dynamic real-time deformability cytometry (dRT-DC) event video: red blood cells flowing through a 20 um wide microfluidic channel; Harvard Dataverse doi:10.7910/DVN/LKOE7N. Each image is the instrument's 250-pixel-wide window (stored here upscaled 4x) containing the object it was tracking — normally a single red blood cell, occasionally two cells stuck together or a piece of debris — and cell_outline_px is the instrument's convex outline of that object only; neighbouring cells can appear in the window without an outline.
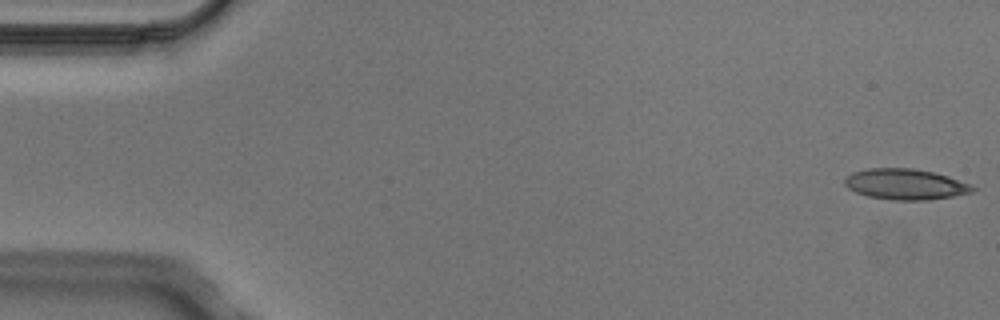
{"species": "Egyptian fruit bat (a non-hibernating species)", "species_latin": "Rousettus aegyptiacus", "temperature_condition": "cold", "stored_images_in_passage": 6, "camera_frame_rate_fps": 3000, "um_per_image_px": 0.085, "animal": {"sex": "male"}, "frame": {"image": 1, "passage_image": 1, "time_ms": 0.0, "image_size_px": [1000, 320], "cell_outline_px": [[980, 188], [972, 192], [952, 196], [928, 200], [892, 200], [868, 196], [856, 192], [848, 188], [844, 184], [844, 180], [852, 172], [868, 168], [912, 168], [936, 172], [948, 176]], "centroid_in_image_um": [76.98, 15.65], "position_along_channel_um": 8.0, "area_um2": 23.0}}